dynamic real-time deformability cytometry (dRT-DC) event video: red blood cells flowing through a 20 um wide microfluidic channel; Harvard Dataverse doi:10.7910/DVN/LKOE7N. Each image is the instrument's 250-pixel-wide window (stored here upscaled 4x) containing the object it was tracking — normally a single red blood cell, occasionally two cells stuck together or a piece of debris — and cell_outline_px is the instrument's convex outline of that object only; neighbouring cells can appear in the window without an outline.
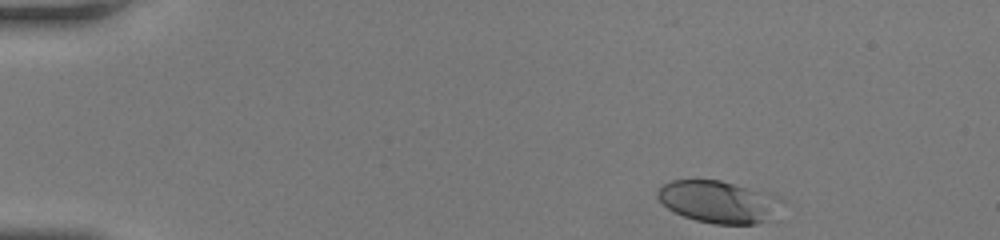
{"species": "human", "species_latin": "Homo sapiens", "temperature_condition": "room temperature", "stored_images_in_passage": 44, "camera_frame_rate_fps": 3000, "um_per_image_px": 0.085, "donor": {"sex": "female"}, "frame": {"image": 1, "passage_image": 1, "time_ms": 0.0, "image_size_px": [1000, 240], "cell_outline_px": [[756, 220], [752, 224], [720, 224], [700, 220], [684, 216], [668, 208], [660, 200], [660, 188], [676, 180], [716, 180], [728, 184], [736, 188]], "centroid_in_image_um": [60.09, 17.14], "position_along_channel_um": 24.9, "area_um2": 22.48}}
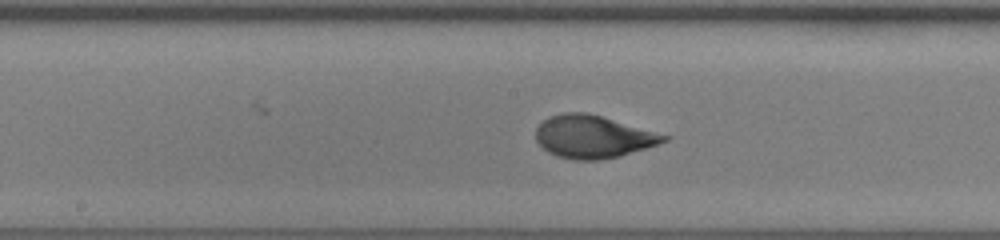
{"frame": {"image": 2, "passage_image": 21, "time_ms": 6.667, "image_size_px": [1000, 240], "cell_outline_px": [[668, 136], [664, 140], [656, 144], [616, 156], [564, 156], [552, 152], [544, 148], [540, 144], [536, 136], [536, 128], [544, 120], [552, 116], [576, 112], [600, 116]], "centroid_in_image_um": [50.37, 11.55], "position_along_channel_um": 197.8, "area_um2": 29.02}}
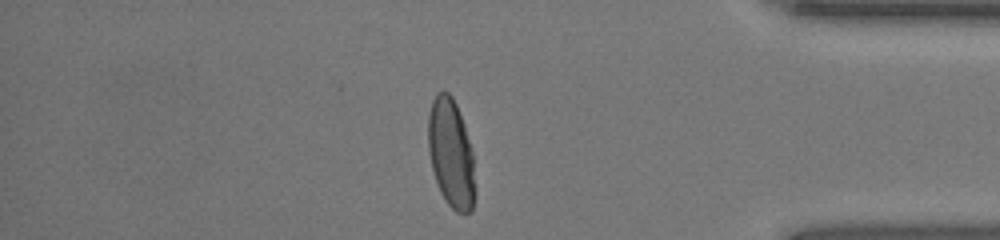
{"frame": {"image": 3, "passage_image": 37, "time_ms": 12.0, "image_size_px": [1000, 240], "cell_outline_px": [[472, 208], [468, 212], [456, 212], [448, 204], [436, 180], [432, 168], [428, 144], [428, 120], [432, 104], [436, 96], [440, 92], [448, 92], [452, 96], [456, 104], [464, 128], [472, 156]], "centroid_in_image_um": [38.29, 13.01], "position_along_channel_um": 396.9, "area_um2": 27.98}, "authors_computed_cell_mechanics": {"area_um2": 28.5243, "velocity_mm_per_s": 4.1945, "shape_relaxation_time_tau1_ms": 7.0394, "shape_relaxation_time_tau2_ms": null, "deformation_change_tau1": 0.2888, "deformation_change_tau2": null}}